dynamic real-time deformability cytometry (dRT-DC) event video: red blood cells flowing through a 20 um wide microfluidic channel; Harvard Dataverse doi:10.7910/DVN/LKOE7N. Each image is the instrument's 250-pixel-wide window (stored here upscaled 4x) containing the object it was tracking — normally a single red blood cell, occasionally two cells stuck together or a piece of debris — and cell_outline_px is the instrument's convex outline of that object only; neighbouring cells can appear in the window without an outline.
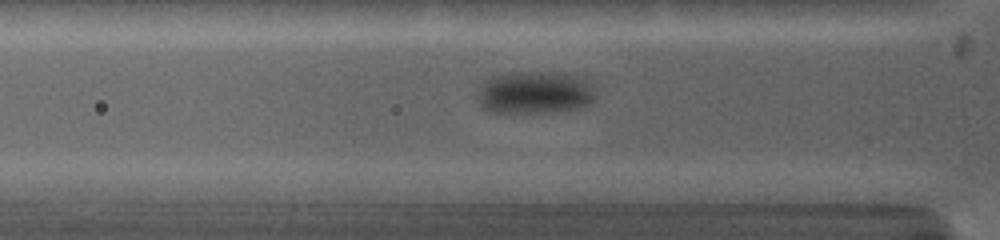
{"species": "common noctule bat (a hibernating species)", "species_latin": "Nyctalus noctula", "temperature_condition": "warm", "stored_images_in_passage": 14, "camera_frame_rate_fps": 5000, "um_per_image_px": 0.085, "animal": {"sex": "female", "body_mass_g": 19.0, "forearm_length_mm": 53.3}, "frame": {"image": 1, "passage_image": 5, "time_ms": 1.4, "image_size_px": [1000, 240], "cell_outline_px": [[596, 96], [588, 104], [576, 108], [544, 112], [488, 112], [480, 108], [476, 100], [476, 96], [480, 84], [484, 80], [492, 76], [508, 72], [564, 72], [584, 76], [596, 88]], "centroid_in_image_um": [45.43, 7.83], "position_along_channel_um": 80.4, "area_um2": 30.11}}
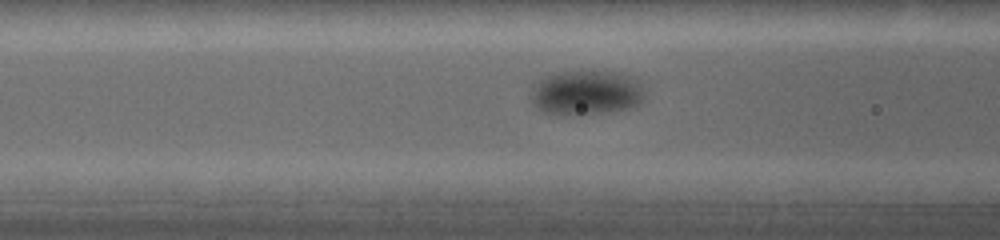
{"frame": {"image": 2, "passage_image": 8, "time_ms": 2.4, "image_size_px": [1000, 240], "cell_outline_px": [[644, 96], [640, 104], [628, 108], [608, 112], [576, 116], [544, 112], [532, 100], [532, 84], [536, 80], [544, 76], [556, 72], [608, 72], [632, 76], [640, 84], [644, 92]], "centroid_in_image_um": [49.81, 7.89], "position_along_channel_um": 116.8, "area_um2": 29.54}}
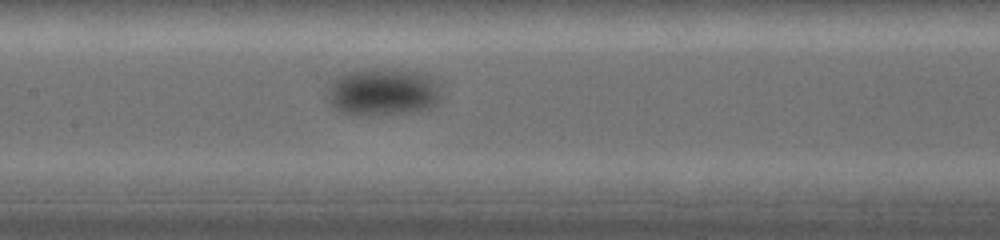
{"frame": {"image": 3, "passage_image": 13, "time_ms": 4.0, "image_size_px": [1000, 240], "cell_outline_px": [[440, 96], [436, 104], [432, 108], [416, 112], [356, 116], [340, 112], [328, 100], [328, 88], [336, 76], [352, 72], [384, 68], [392, 68], [416, 72], [428, 76], [436, 84]], "centroid_in_image_um": [32.53, 7.85], "position_along_channel_um": 174.9, "area_um2": 31.27}}